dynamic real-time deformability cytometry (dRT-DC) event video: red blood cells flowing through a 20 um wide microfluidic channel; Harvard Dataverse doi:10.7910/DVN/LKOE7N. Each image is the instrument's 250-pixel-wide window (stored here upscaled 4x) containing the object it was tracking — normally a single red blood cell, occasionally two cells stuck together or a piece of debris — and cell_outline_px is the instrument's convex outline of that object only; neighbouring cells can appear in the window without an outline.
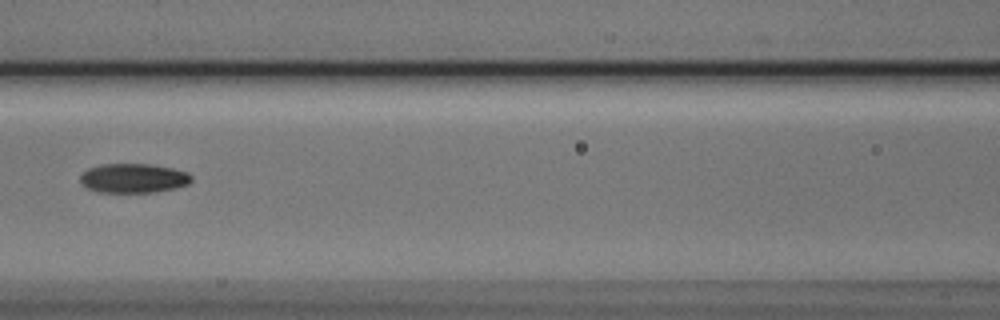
{"species": "Egyptian fruit bat (a non-hibernating species)", "species_latin": "Rousettus aegyptiacus", "temperature_condition": "cold", "stored_images_in_passage": 8, "camera_frame_rate_fps": 3000, "um_per_image_px": 0.085, "animal": {"sex": "male"}, "frame": {"image": 1, "passage_image": 7, "time_ms": 2.0, "image_size_px": [1000, 320], "cell_outline_px": [[192, 180], [188, 184], [176, 188], [156, 192], [96, 192], [88, 188], [80, 180], [80, 176], [88, 168], [100, 164], [148, 164], [172, 168], [188, 172], [192, 176]], "centroid_in_image_um": [11.36, 15.14], "position_along_channel_um": 155.2, "area_um2": 19.02}}
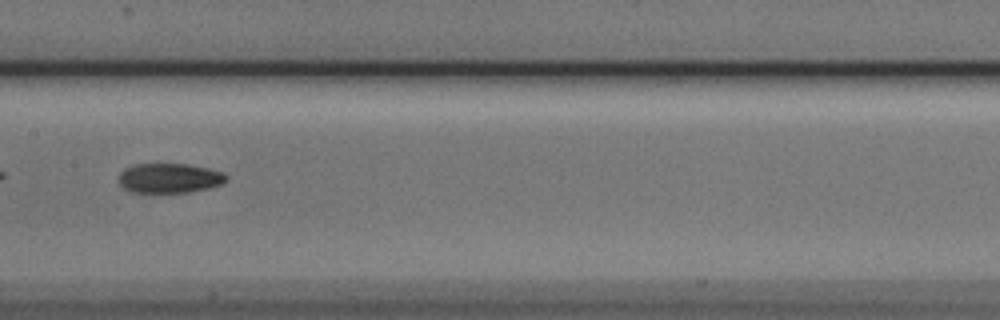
{"frame": {"image": 2, "passage_image": 8, "time_ms": 2.333, "image_size_px": [1000, 320], "cell_outline_px": [[228, 180], [220, 184], [208, 188], [188, 192], [128, 192], [120, 184], [120, 172], [124, 168], [132, 164], [188, 164], [208, 168], [224, 172], [228, 176]], "centroid_in_image_um": [14.41, 15.13], "position_along_channel_um": 193.0, "area_um2": 18.67}}